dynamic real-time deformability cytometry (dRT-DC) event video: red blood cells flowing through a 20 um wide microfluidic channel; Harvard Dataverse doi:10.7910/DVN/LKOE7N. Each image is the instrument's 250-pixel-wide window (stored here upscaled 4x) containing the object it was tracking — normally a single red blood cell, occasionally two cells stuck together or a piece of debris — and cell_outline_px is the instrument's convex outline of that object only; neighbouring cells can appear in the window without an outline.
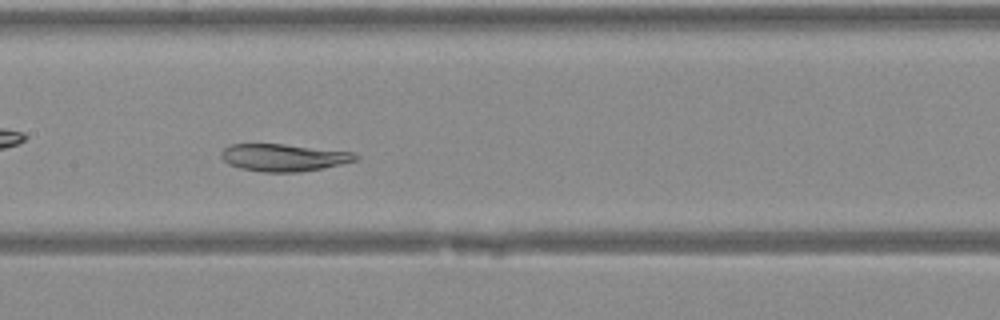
{"species": "Egyptian fruit bat (a non-hibernating species)", "species_latin": "Rousettus aegyptiacus", "temperature_condition": "warm", "stored_images_in_passage": 25, "camera_frame_rate_fps": 3000, "um_per_image_px": 0.085, "animal": {"sex": "female"}, "frame": {"image": 1, "passage_image": 11, "time_ms": 3.333, "image_size_px": [1000, 320], "cell_outline_px": [[360, 160], [300, 172], [264, 172], [240, 168], [228, 164], [220, 156], [220, 152], [224, 148], [232, 144], [284, 144], [352, 152], [360, 156]], "centroid_in_image_um": [24.11, 13.39], "position_along_channel_um": 183.3, "area_um2": 21.33}}
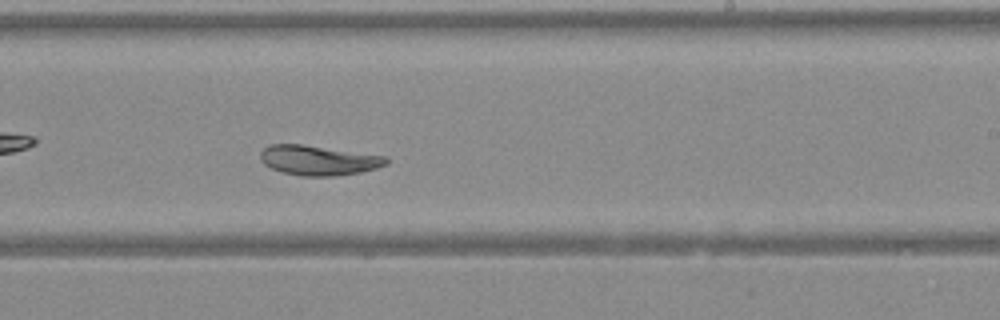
{"frame": {"image": 2, "passage_image": 16, "time_ms": 5.0, "image_size_px": [1000, 320], "cell_outline_px": [[388, 164], [376, 168], [360, 172], [336, 176], [300, 176], [280, 172], [264, 164], [260, 160], [260, 152], [268, 144], [304, 144], [388, 156]], "centroid_in_image_um": [27.07, 13.62], "position_along_channel_um": 261.9, "area_um2": 22.2}}
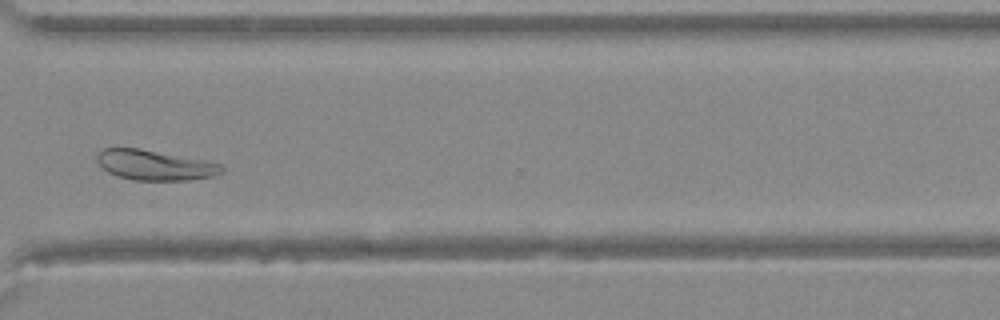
{"frame": {"image": 3, "passage_image": 22, "time_ms": 7.0, "image_size_px": [1000, 320], "cell_outline_px": [[224, 172], [216, 176], [188, 180], [132, 180], [116, 176], [108, 172], [96, 160], [96, 156], [104, 148], [140, 148], [204, 160], [224, 164]], "centroid_in_image_um": [13.21, 14.04], "position_along_channel_um": 357.4, "area_um2": 22.02}}